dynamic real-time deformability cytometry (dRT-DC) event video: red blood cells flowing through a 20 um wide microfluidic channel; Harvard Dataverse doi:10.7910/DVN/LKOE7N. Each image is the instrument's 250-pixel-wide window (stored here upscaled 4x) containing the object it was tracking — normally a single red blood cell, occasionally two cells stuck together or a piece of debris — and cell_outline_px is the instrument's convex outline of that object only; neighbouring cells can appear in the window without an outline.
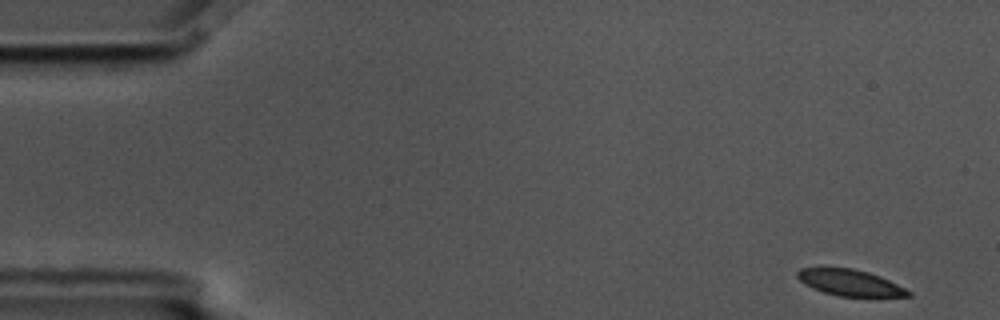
{"species": "common noctule bat (a hibernating species)", "species_latin": "Nyctalus noctula", "temperature_condition": "cold", "stored_images_in_passage": 5, "camera_frame_rate_fps": 3000, "um_per_image_px": 0.085, "animal": {"sex": "male", "body_mass_g": 17.5, "forearm_length_mm": 52.3}, "frame": {"image": 1, "passage_image": 1, "time_ms": 0.0, "image_size_px": [1000, 320], "cell_outline_px": [[912, 296], [840, 296], [824, 292], [812, 288], [804, 284], [796, 276], [796, 272], [800, 268], [852, 268], [868, 272], [880, 276], [912, 292]], "centroid_in_image_um": [72.22, 24.02], "position_along_channel_um": 12.8, "area_um2": 16.7}}